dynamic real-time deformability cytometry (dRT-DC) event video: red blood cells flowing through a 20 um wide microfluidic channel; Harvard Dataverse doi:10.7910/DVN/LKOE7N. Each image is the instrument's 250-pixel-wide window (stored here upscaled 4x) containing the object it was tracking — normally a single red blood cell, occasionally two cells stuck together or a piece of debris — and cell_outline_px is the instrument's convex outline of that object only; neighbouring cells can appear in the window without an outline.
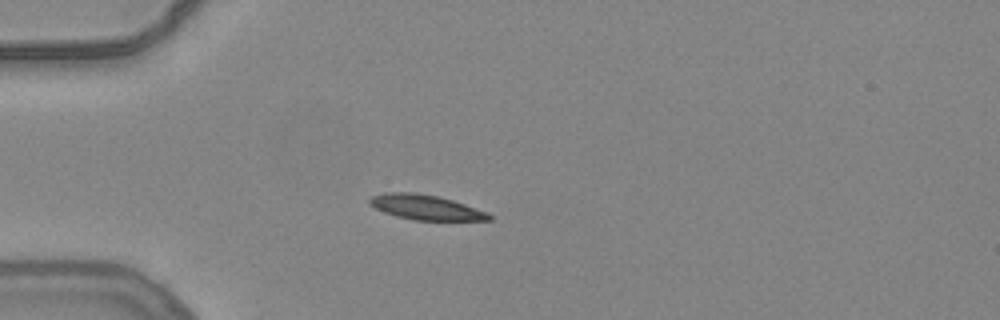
{"species": "common noctule bat (a hibernating species)", "species_latin": "Nyctalus noctula", "temperature_condition": "warm", "stored_images_in_passage": 8, "camera_frame_rate_fps": 3000, "um_per_image_px": 0.085, "animal": {"sex": "female", "body_mass_g": 24.6, "forearm_length_mm": 56.2}, "frame": {"image": 1, "passage_image": 1, "time_ms": 0.0, "image_size_px": [1000, 320], "cell_outline_px": [[492, 220], [412, 220], [396, 216], [384, 212], [368, 204], [368, 200], [372, 196], [384, 192], [416, 192], [436, 196], [452, 200], [488, 212], [492, 216]], "centroid_in_image_um": [36.16, 17.62], "position_along_channel_um": 48.8, "area_um2": 17.34}}
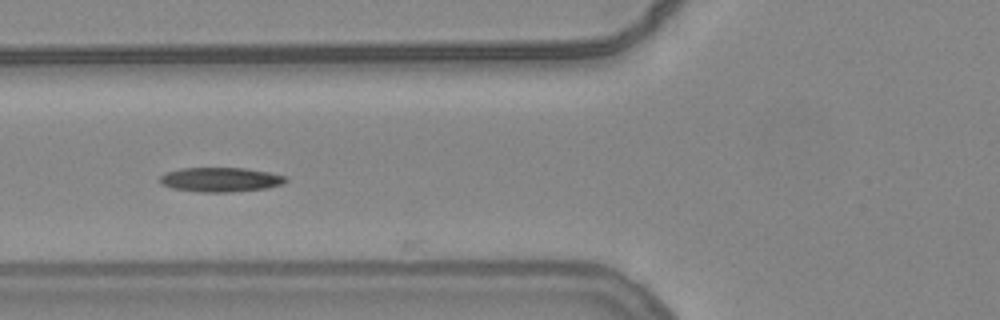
{"frame": {"image": 2, "passage_image": 7, "time_ms": 2.0, "image_size_px": [1000, 320], "cell_outline_px": [[288, 180], [284, 184], [268, 188], [232, 192], [200, 192], [172, 188], [160, 184], [160, 176], [168, 172], [180, 168], [244, 168], [268, 172], [284, 176]], "centroid_in_image_um": [18.75, 15.27], "position_along_channel_um": 107.0, "area_um2": 17.92}}